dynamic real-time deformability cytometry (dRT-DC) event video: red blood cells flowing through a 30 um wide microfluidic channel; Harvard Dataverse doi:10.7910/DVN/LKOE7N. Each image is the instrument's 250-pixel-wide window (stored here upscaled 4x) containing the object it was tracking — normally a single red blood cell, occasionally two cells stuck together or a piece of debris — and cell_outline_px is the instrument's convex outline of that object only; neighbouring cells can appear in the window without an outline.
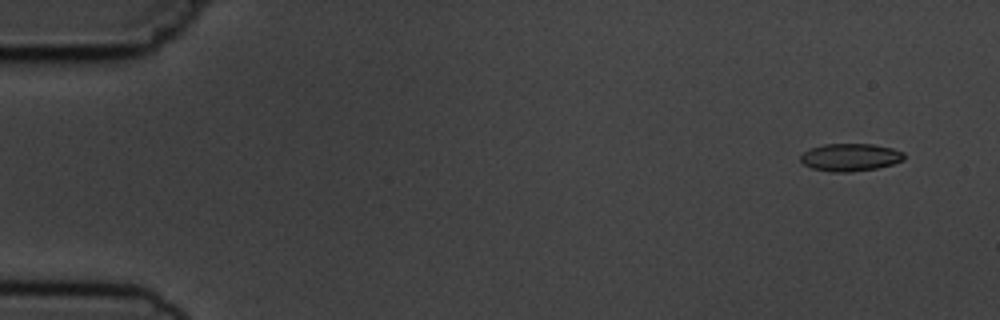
{"species": "common noctule bat (a hibernating species)", "species_latin": "Nyctalus noctula", "temperature_condition": "cold", "stored_images_in_passage": 10, "camera_frame_rate_fps": 3000, "um_per_image_px": 0.085, "animal": {"sex": "male", "body_mass_g": 19.5, "forearm_length_mm": 54.6}, "frame": {"image": 1, "passage_image": 2, "time_ms": 1.0, "image_size_px": [1000, 320], "cell_outline_px": [[904, 160], [892, 164], [876, 168], [848, 172], [832, 172], [812, 168], [804, 164], [800, 160], [800, 156], [804, 152], [812, 148], [824, 144], [872, 144], [892, 148], [904, 152]], "centroid_in_image_um": [72.28, 13.37], "position_along_channel_um": 12.7, "area_um2": 16.53}}
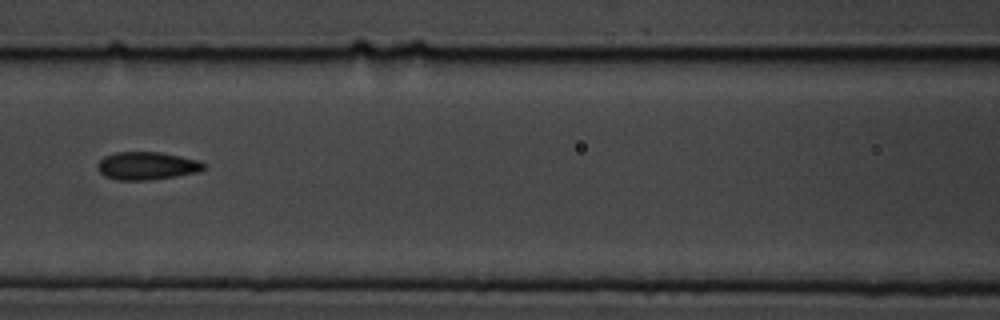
{"frame": {"image": 2, "passage_image": 7, "time_ms": 8.0, "image_size_px": [1000, 320], "cell_outline_px": [[208, 164], [200, 172], [176, 176], [148, 180], [116, 180], [104, 176], [96, 168], [96, 164], [104, 156], [116, 152], [160, 152], [200, 160]], "centroid_in_image_um": [12.5, 14.09], "position_along_channel_um": 154.1, "area_um2": 17.51}}
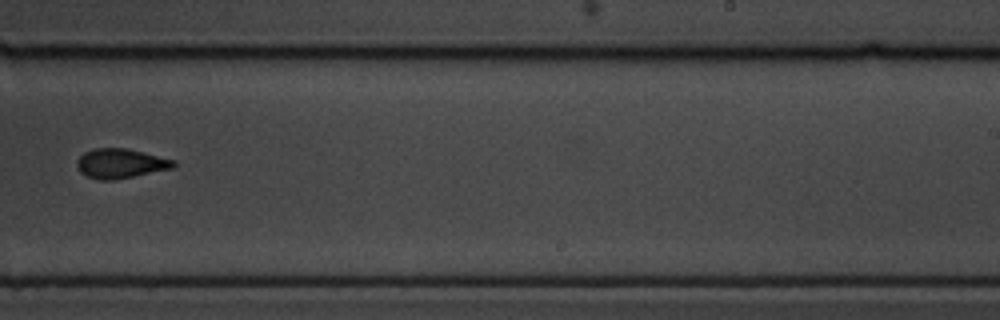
{"frame": {"image": 3, "passage_image": 10, "time_ms": 11.333, "image_size_px": [1000, 320], "cell_outline_px": [[176, 168], [112, 180], [100, 180], [88, 176], [80, 172], [76, 164], [76, 160], [84, 152], [92, 148], [128, 148], [176, 160]], "centroid_in_image_um": [10.27, 13.88], "position_along_channel_um": 278.7, "area_um2": 16.82}}